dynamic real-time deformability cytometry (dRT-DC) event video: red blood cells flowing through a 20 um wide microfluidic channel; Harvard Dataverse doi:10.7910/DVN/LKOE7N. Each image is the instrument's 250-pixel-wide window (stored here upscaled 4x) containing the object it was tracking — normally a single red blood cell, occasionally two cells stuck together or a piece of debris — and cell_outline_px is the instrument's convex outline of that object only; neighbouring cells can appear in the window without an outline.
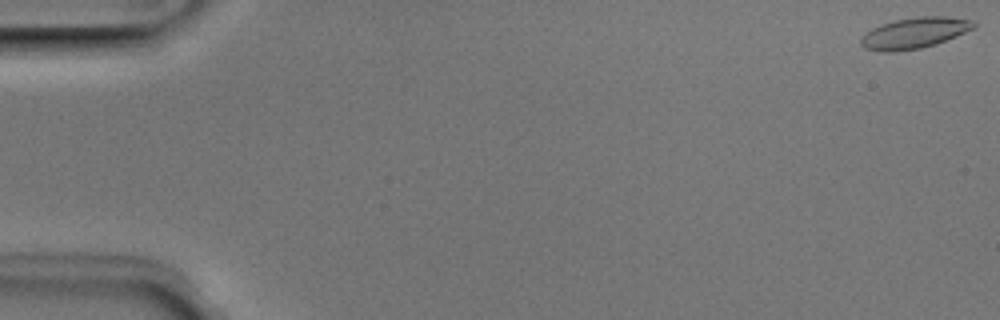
{"species": "Egyptian fruit bat (a non-hibernating species)", "species_latin": "Rousettus aegyptiacus", "temperature_condition": "room temperature", "stored_images_in_passage": 5, "camera_frame_rate_fps": 3000, "um_per_image_px": 0.085, "animal": {"sex": "male"}, "frame": {"image": 1, "passage_image": 1, "time_ms": 0.0, "image_size_px": [1000, 320], "cell_outline_px": [[976, 28], [936, 44], [920, 48], [896, 52], [880, 52], [864, 48], [860, 44], [860, 40], [872, 28], [880, 24], [896, 20], [920, 16], [948, 16], [972, 20], [976, 24]], "centroid_in_image_um": [77.75, 2.81], "position_along_channel_um": 7.3, "area_um2": 20.4}}
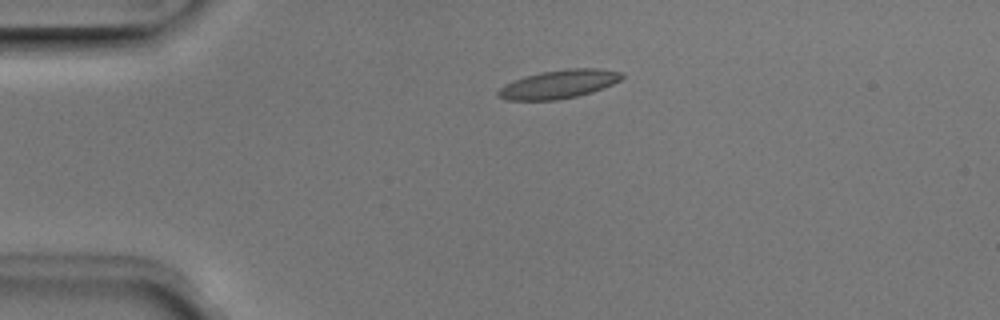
{"frame": {"image": 2, "passage_image": 4, "time_ms": 1.0, "image_size_px": [1000, 320], "cell_outline_px": [[624, 76], [620, 80], [612, 84], [592, 92], [576, 96], [556, 100], [508, 100], [496, 96], [496, 92], [504, 84], [540, 72], [568, 68], [596, 68], [620, 72]], "centroid_in_image_um": [47.48, 7.16], "position_along_channel_um": 37.5, "area_um2": 20.35}}